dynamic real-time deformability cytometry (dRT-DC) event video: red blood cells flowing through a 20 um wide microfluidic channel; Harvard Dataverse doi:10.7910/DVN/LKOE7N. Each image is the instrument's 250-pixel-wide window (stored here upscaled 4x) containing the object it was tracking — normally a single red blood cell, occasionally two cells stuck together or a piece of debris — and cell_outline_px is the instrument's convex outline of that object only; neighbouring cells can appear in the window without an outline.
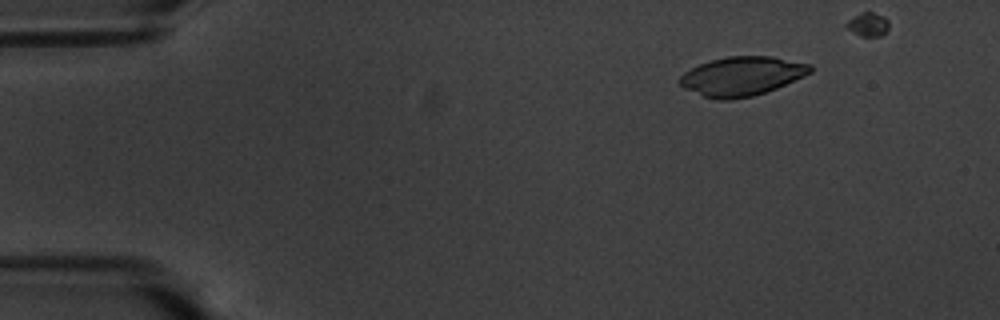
{"species": "common noctule bat (a hibernating species)", "species_latin": "Nyctalus noctula", "temperature_condition": "warm", "stored_images_in_passage": 41, "camera_frame_rate_fps": 3000, "um_per_image_px": 0.085, "animal": {"sex": "male", "body_mass_g": 20.1, "forearm_length_mm": 53.5}, "frame": {"image": 1, "passage_image": 2, "time_ms": 0.333, "image_size_px": [1000, 320], "cell_outline_px": [[812, 72], [804, 76], [776, 88], [752, 96], [732, 100], [716, 100], [704, 96], [684, 88], [676, 80], [684, 72], [700, 64], [712, 60], [728, 56], [772, 56], [812, 64]], "centroid_in_image_um": [63.06, 6.47], "position_along_channel_um": 21.9, "area_um2": 29.71}}